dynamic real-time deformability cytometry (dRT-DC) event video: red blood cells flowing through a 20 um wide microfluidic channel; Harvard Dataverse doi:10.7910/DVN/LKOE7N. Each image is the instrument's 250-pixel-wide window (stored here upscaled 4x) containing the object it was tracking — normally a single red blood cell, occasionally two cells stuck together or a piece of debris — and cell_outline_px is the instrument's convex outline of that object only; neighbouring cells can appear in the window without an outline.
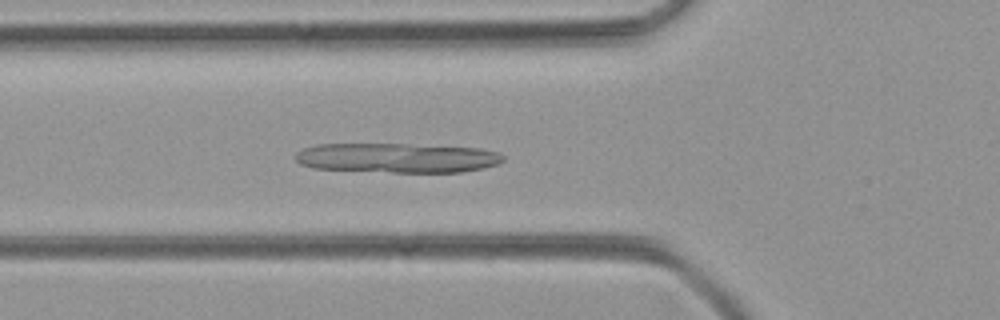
{"species": "common noctule bat (a hibernating species)", "species_latin": "Nyctalus noctula", "temperature_condition": "room temperature", "stored_images_in_passage": 40, "segment_of_instrument_passage": [1, 2], "camera_frame_rate_fps": 3000, "um_per_image_px": 0.085, "animal": {"sex": "female", "body_mass_g": 21.9}, "frame": {"image": 1, "passage_image": 11, "time_ms": 3.333, "image_size_px": [1000, 320], "cell_outline_px": [[504, 160], [496, 164], [484, 168], [460, 172], [392, 172], [312, 168], [300, 164], [296, 160], [296, 152], [304, 148], [316, 144], [408, 144], [480, 148], [496, 152], [504, 156]], "centroid_in_image_um": [33.74, 13.42], "position_along_channel_um": 92.1, "area_um2": 35.84}}
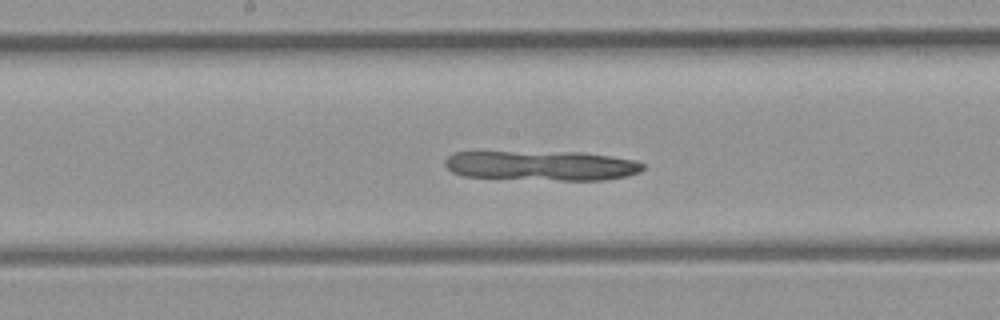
{"frame": {"image": 2, "passage_image": 19, "time_ms": 6.0, "image_size_px": [1000, 320], "cell_outline_px": [[644, 168], [640, 172], [628, 176], [604, 180], [560, 180], [464, 176], [452, 172], [444, 164], [444, 160], [452, 152], [580, 152], [636, 160], [644, 164]], "centroid_in_image_um": [46.05, 14.07], "position_along_channel_um": 202.1, "area_um2": 34.28}}
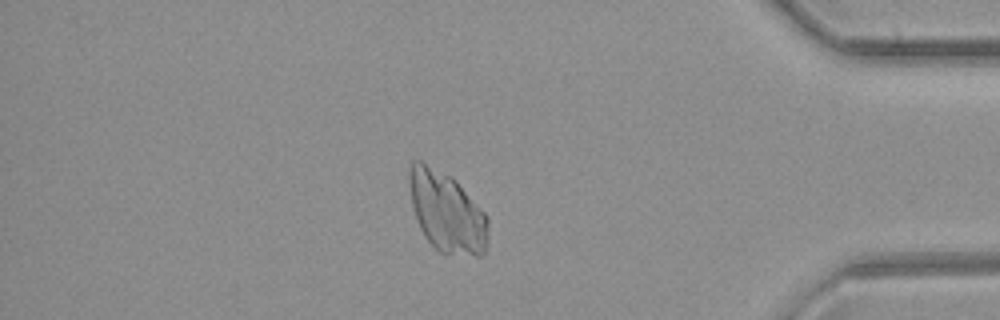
{"frame": {"image": 3, "passage_image": 36, "time_ms": 11.667, "image_size_px": [1000, 320], "cell_outline_px": [[488, 224], [484, 256], [476, 256], [440, 252], [424, 236], [416, 220], [412, 204], [408, 184], [408, 172], [412, 160], [420, 160], [452, 176], [456, 180], [484, 212], [488, 220]], "centroid_in_image_um": [37.95, 17.99], "position_along_channel_um": 397.3, "area_um2": 36.99}}